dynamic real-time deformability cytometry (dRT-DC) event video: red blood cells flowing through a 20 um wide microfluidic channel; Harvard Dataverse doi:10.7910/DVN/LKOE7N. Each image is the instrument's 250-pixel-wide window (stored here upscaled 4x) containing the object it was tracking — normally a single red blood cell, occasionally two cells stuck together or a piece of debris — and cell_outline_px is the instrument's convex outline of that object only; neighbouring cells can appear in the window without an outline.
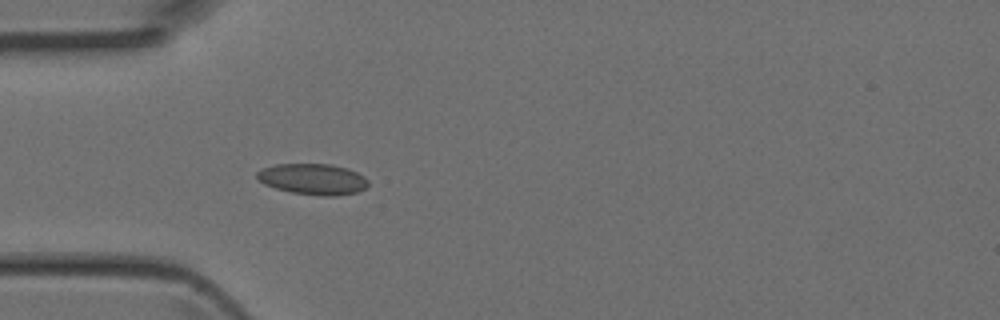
{"species": "Egyptian fruit bat (a non-hibernating species)", "species_latin": "Rousettus aegyptiacus", "temperature_condition": "room temperature", "stored_images_in_passage": 4, "camera_frame_rate_fps": 3000, "um_per_image_px": 0.085, "animal": {"sex": "female"}, "frame": {"image": 1, "passage_image": 4, "time_ms": 1.0, "image_size_px": [1000, 320], "cell_outline_px": [[368, 184], [364, 188], [356, 192], [336, 196], [320, 196], [292, 192], [276, 188], [264, 184], [256, 176], [256, 172], [260, 168], [276, 164], [332, 164], [348, 168], [364, 176], [368, 180]], "centroid_in_image_um": [26.59, 15.22], "position_along_channel_um": 58.4, "area_um2": 20.11}}